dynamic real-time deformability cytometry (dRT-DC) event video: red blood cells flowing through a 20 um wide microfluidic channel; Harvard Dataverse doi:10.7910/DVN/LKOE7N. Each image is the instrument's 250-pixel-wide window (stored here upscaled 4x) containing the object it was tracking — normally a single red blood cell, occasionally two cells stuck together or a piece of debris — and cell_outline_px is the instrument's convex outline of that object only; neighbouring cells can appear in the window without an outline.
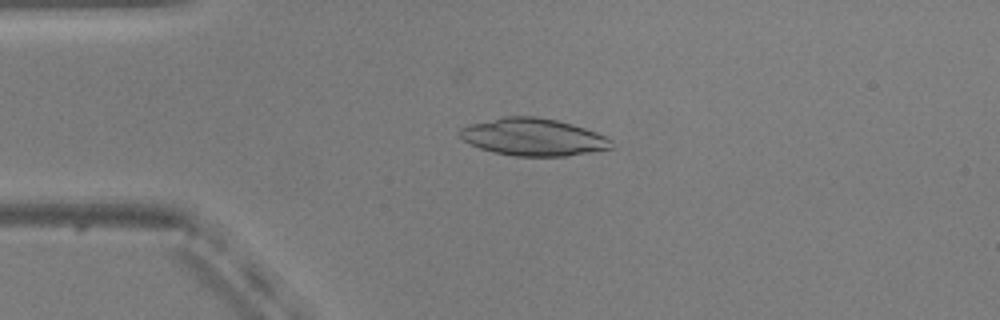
{"species": "common noctule bat (a hibernating species)", "species_latin": "Nyctalus noctula", "temperature_condition": "warm", "stored_images_in_passage": 52, "camera_frame_rate_fps": 3000, "um_per_image_px": 0.085, "animal": {"sex": "male", "body_mass_g": 20.5, "forearm_length_mm": 52.5}, "frame": {"image": 1, "passage_image": 11, "time_ms": 3.333, "image_size_px": [1000, 320], "cell_outline_px": [[612, 148], [592, 152], [568, 156], [516, 156], [496, 152], [480, 148], [464, 140], [460, 136], [460, 128], [468, 124], [504, 116], [536, 116], [556, 120], [572, 124], [596, 132], [612, 140]], "centroid_in_image_um": [45.33, 11.64], "position_along_channel_um": 39.7, "area_um2": 32.83}}
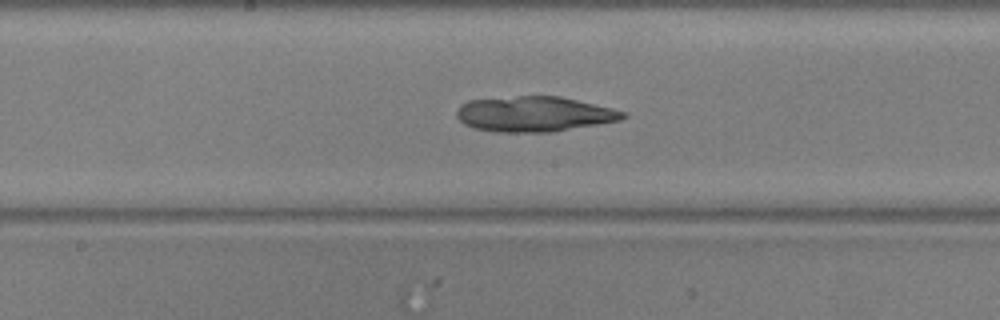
{"frame": {"image": 2, "passage_image": 26, "time_ms": 8.333, "image_size_px": [1000, 320], "cell_outline_px": [[628, 116], [620, 120], [552, 132], [496, 132], [472, 128], [464, 124], [456, 116], [456, 112], [460, 104], [468, 100], [516, 96], [560, 96], [612, 108], [624, 112]], "centroid_in_image_um": [45.37, 9.69], "position_along_channel_um": 202.8, "area_um2": 34.22}}
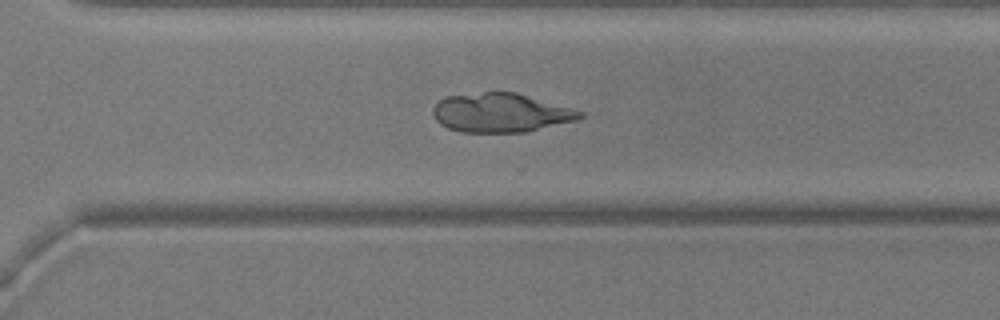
{"frame": {"image": 3, "passage_image": 36, "time_ms": 11.667, "image_size_px": [1000, 320], "cell_outline_px": [[584, 116], [576, 120], [524, 132], [460, 132], [448, 128], [440, 124], [436, 120], [432, 112], [432, 108], [444, 96], [484, 92], [516, 92], [584, 112]], "centroid_in_image_um": [42.52, 9.58], "position_along_channel_um": 328.1, "area_um2": 33.23}}